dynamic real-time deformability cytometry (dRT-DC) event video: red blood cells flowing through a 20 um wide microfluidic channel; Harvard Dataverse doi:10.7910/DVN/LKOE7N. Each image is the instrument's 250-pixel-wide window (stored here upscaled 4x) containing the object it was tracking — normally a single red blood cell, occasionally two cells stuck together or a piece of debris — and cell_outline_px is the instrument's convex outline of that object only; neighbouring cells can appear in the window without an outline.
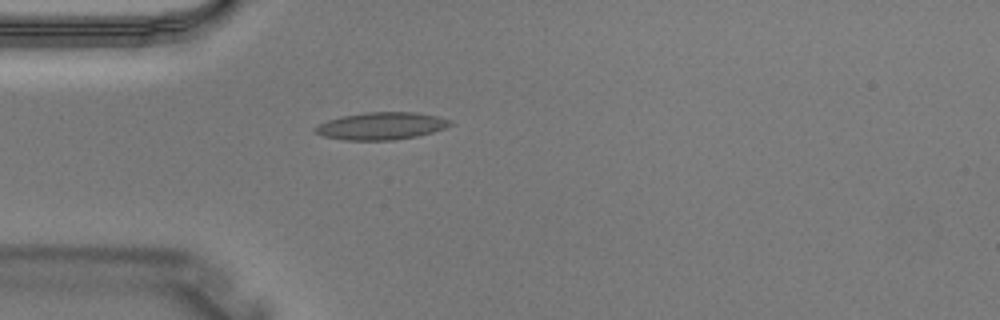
{"species": "Egyptian fruit bat (a non-hibernating species)", "species_latin": "Rousettus aegyptiacus", "temperature_condition": "warm", "stored_images_in_passage": 4, "camera_frame_rate_fps": 3000, "um_per_image_px": 0.085, "animal": {"sex": "male"}, "frame": {"image": 1, "passage_image": 4, "time_ms": 1.0, "image_size_px": [1000, 320], "cell_outline_px": [[452, 124], [444, 128], [432, 132], [416, 136], [392, 140], [344, 140], [324, 136], [316, 132], [312, 128], [328, 120], [344, 116], [364, 112], [416, 112], [436, 116], [452, 120]], "centroid_in_image_um": [32.42, 10.7], "position_along_channel_um": 52.6, "area_um2": 21.33}}